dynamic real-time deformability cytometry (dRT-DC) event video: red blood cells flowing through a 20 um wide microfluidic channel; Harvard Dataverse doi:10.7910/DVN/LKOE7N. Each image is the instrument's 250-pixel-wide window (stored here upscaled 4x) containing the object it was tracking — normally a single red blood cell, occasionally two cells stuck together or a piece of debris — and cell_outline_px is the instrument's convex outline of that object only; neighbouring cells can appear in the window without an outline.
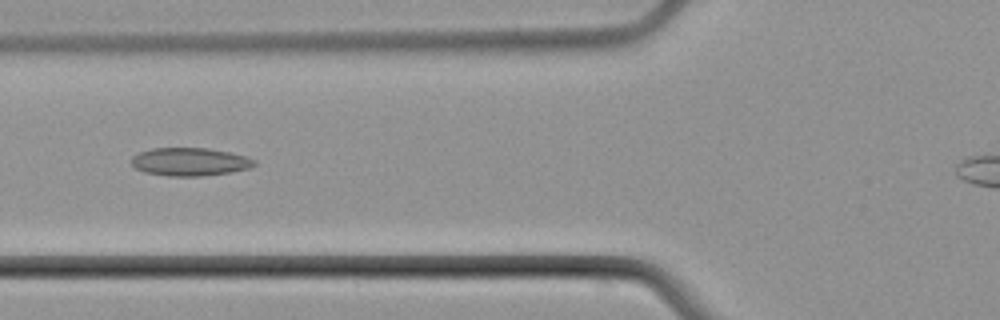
{"species": "common noctule bat (a hibernating species)", "species_latin": "Nyctalus noctula", "temperature_condition": "cold", "stored_images_in_passage": 7, "camera_frame_rate_fps": 3000, "um_per_image_px": 0.085, "animal": {"sex": "male", "body_mass_g": 21.5, "forearm_length_mm": 52.0}, "frame": {"image": 1, "passage_image": 6, "time_ms": 7.0, "image_size_px": [1000, 320], "cell_outline_px": [[256, 164], [252, 168], [232, 172], [200, 176], [168, 176], [144, 172], [136, 168], [132, 164], [132, 156], [140, 152], [152, 148], [208, 148], [228, 152], [244, 156], [256, 160]], "centroid_in_image_um": [16.15, 13.75], "position_along_channel_um": 109.6, "area_um2": 20.11}}
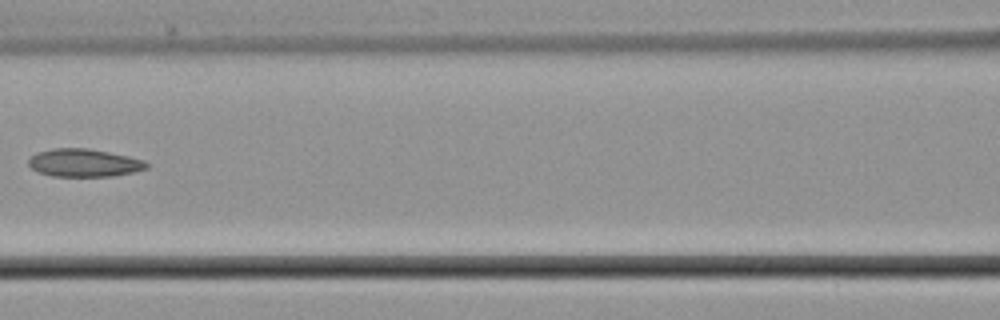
{"frame": {"image": 2, "passage_image": 7, "time_ms": 8.333, "image_size_px": [1000, 320], "cell_outline_px": [[148, 168], [132, 172], [112, 176], [52, 176], [36, 172], [28, 164], [28, 160], [36, 152], [52, 148], [88, 148], [128, 156], [144, 160], [148, 164]], "centroid_in_image_um": [7.11, 13.84], "position_along_channel_um": 159.5, "area_um2": 19.19}}